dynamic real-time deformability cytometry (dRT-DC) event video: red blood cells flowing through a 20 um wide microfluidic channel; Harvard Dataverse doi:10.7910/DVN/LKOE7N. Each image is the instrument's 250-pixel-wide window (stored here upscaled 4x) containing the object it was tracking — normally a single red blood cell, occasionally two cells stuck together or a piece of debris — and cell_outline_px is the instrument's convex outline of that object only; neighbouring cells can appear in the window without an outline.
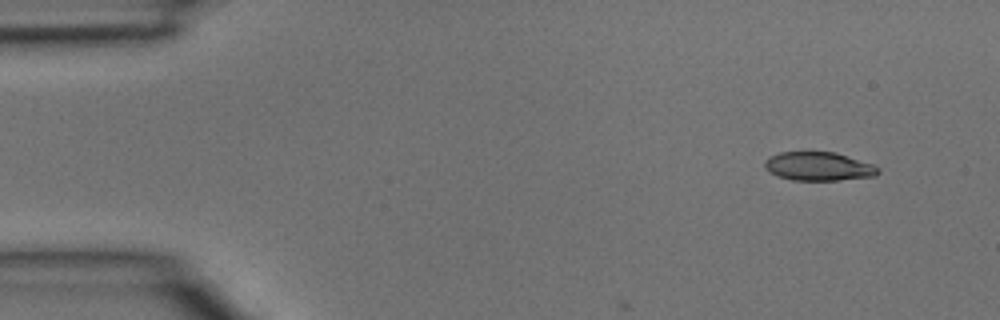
{"species": "common noctule bat (a hibernating species)", "species_latin": "Nyctalus noctula", "temperature_condition": "room temperature", "stored_images_in_passage": 3, "camera_frame_rate_fps": 3000, "um_per_image_px": 0.085, "animal": {"sex": "male", "body_mass_g": 15.6}, "frame": {"image": 1, "passage_image": 1, "time_ms": 0.0, "image_size_px": [1000, 320], "cell_outline_px": [[880, 172], [876, 176], [840, 180], [792, 180], [768, 172], [764, 168], [764, 160], [768, 156], [780, 152], [836, 152], [872, 164], [880, 168]], "centroid_in_image_um": [69.57, 14.14], "position_along_channel_um": 15.4, "area_um2": 19.07}}